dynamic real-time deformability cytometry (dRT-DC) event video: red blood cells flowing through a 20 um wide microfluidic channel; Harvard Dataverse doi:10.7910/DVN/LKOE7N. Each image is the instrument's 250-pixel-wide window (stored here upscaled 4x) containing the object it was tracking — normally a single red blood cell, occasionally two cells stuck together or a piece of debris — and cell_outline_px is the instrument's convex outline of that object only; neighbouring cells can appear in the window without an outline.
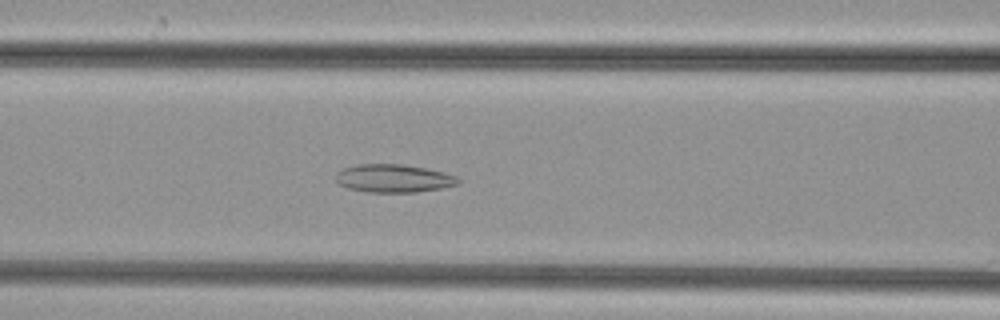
{"species": "common noctule bat (a hibernating species)", "species_latin": "Nyctalus noctula", "temperature_condition": "cold", "stored_images_in_passage": 49, "camera_frame_rate_fps": 3000, "um_per_image_px": 0.085, "animal": {"sex": "female", "body_mass_g": 29.2, "forearm_length_mm": 56.3}, "frame": {"image": 1, "passage_image": 20, "time_ms": 6.333, "image_size_px": [1000, 320], "cell_outline_px": [[460, 184], [440, 188], [416, 192], [368, 192], [348, 188], [340, 184], [336, 180], [336, 172], [344, 168], [356, 164], [404, 164], [444, 172], [456, 176], [460, 180]], "centroid_in_image_um": [33.46, 15.15], "position_along_channel_um": 133.1, "area_um2": 20.0}}
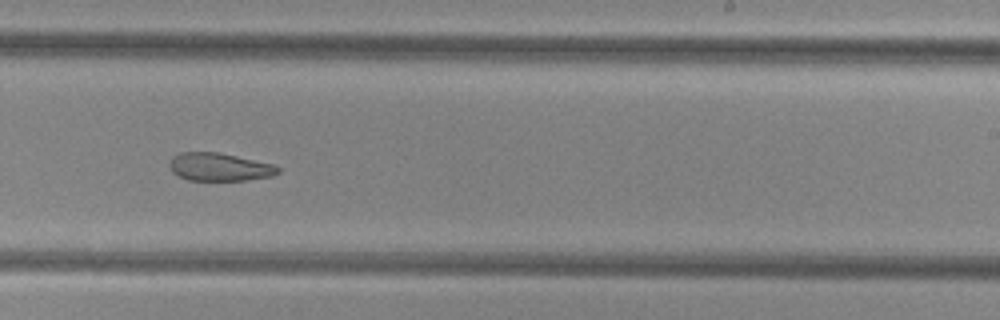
{"frame": {"image": 2, "passage_image": 30, "time_ms": 9.667, "image_size_px": [1000, 320], "cell_outline_px": [[280, 172], [272, 176], [244, 180], [188, 180], [172, 172], [168, 164], [172, 156], [180, 152], [220, 152], [272, 164], [280, 168]], "centroid_in_image_um": [18.62, 14.18], "position_along_channel_um": 270.4, "area_um2": 17.69}}
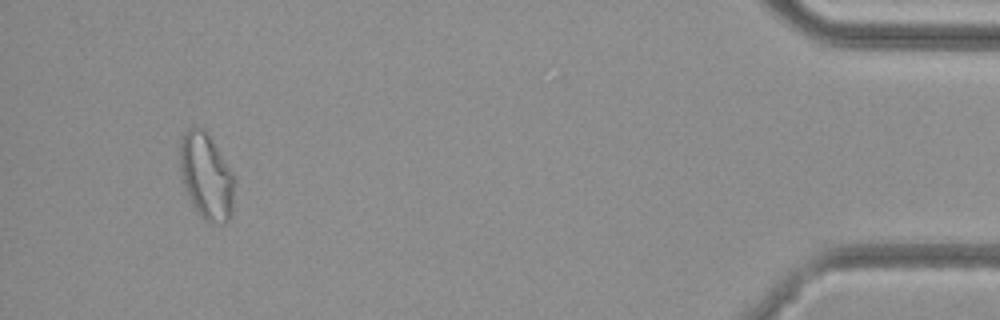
{"frame": {"image": 3, "passage_image": 46, "time_ms": 15.0, "image_size_px": [1000, 320], "cell_outline_px": [[236, 180], [232, 212], [228, 220], [224, 224], [212, 224], [204, 220], [196, 212], [188, 200], [180, 176], [176, 156], [180, 136], [188, 128], [200, 128], [208, 136], [232, 172]], "centroid_in_image_um": [17.47, 15.04], "position_along_channel_um": 417.7, "area_um2": 28.26}}